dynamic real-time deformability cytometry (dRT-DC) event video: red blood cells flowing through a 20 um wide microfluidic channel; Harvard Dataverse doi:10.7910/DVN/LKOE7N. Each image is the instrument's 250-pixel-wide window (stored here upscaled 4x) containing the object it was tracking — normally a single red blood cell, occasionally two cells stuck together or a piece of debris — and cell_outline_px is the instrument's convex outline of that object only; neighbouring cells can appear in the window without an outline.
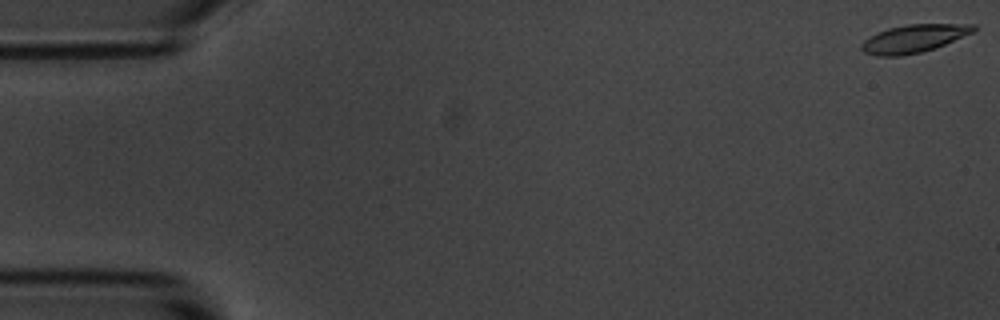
{"species": "common noctule bat (a hibernating species)", "species_latin": "Nyctalus noctula", "temperature_condition": "room temperature", "stored_images_in_passage": 6, "camera_frame_rate_fps": 3000, "um_per_image_px": 0.085, "animal": {"sex": "male", "body_mass_g": 20.1, "forearm_length_mm": 53.5}, "frame": {"image": 1, "passage_image": 1, "time_ms": 0.0, "image_size_px": [1000, 320], "cell_outline_px": [[976, 32], [936, 48], [920, 52], [900, 56], [876, 56], [864, 52], [860, 48], [860, 44], [864, 40], [876, 32], [888, 28], [908, 24], [976, 24]], "centroid_in_image_um": [77.69, 3.28], "position_along_channel_um": 7.3, "area_um2": 18.5}}
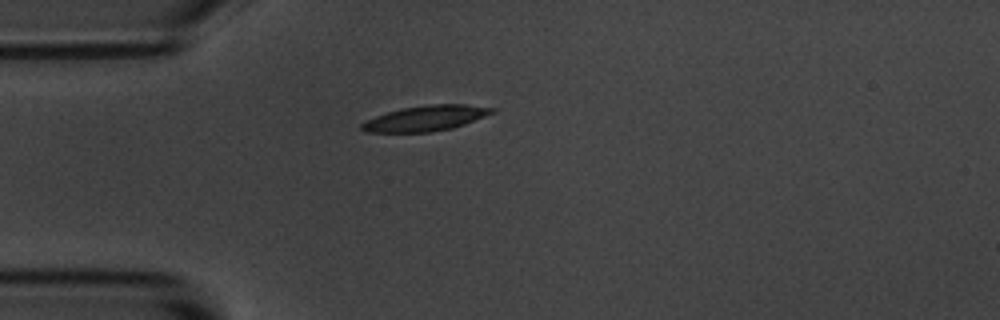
{"frame": {"image": 2, "passage_image": 5, "time_ms": 4.667, "image_size_px": [1000, 320], "cell_outline_px": [[496, 112], [464, 124], [452, 128], [428, 132], [364, 132], [360, 128], [360, 124], [376, 116], [388, 112], [404, 108], [428, 104], [464, 104], [496, 108]], "centroid_in_image_um": [36.21, 10.05], "position_along_channel_um": 48.8, "area_um2": 19.13}}